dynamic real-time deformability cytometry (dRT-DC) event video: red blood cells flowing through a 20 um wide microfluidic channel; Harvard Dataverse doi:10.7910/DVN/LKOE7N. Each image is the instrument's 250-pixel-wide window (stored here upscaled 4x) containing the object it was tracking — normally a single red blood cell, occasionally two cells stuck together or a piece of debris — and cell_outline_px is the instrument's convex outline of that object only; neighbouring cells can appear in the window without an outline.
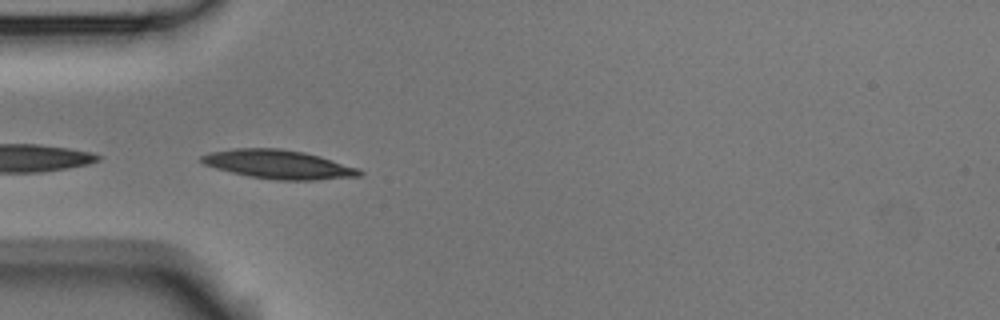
{"species": "Egyptian fruit bat (a non-hibernating species)", "species_latin": "Rousettus aegyptiacus", "temperature_condition": "room temperature", "stored_images_in_passage": 5, "camera_frame_rate_fps": 3000, "um_per_image_px": 0.085, "animal": {"sex": "male"}, "frame": {"image": 1, "passage_image": 4, "time_ms": 1.0, "image_size_px": [1000, 320], "cell_outline_px": [[364, 172], [360, 176], [316, 180], [276, 180], [252, 176], [232, 172], [216, 168], [204, 164], [200, 160], [200, 156], [212, 152], [236, 148], [280, 148], [304, 152], [320, 156], [360, 168]], "centroid_in_image_um": [23.73, 13.97], "position_along_channel_um": 61.3, "area_um2": 26.41}}
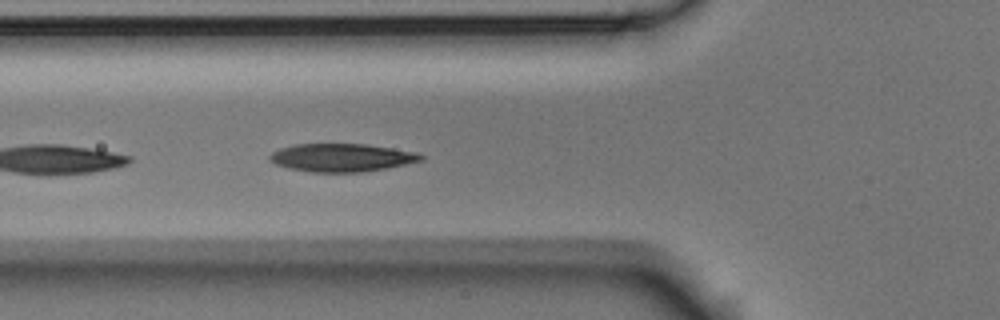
{"frame": {"image": 2, "passage_image": 5, "time_ms": 1.333, "image_size_px": [1000, 320], "cell_outline_px": [[424, 160], [364, 172], [312, 172], [288, 168], [276, 164], [268, 160], [268, 156], [272, 152], [280, 148], [292, 144], [364, 144], [392, 148], [416, 152], [424, 156]], "centroid_in_image_um": [29.0, 13.39], "position_along_channel_um": 96.8, "area_um2": 24.68}}